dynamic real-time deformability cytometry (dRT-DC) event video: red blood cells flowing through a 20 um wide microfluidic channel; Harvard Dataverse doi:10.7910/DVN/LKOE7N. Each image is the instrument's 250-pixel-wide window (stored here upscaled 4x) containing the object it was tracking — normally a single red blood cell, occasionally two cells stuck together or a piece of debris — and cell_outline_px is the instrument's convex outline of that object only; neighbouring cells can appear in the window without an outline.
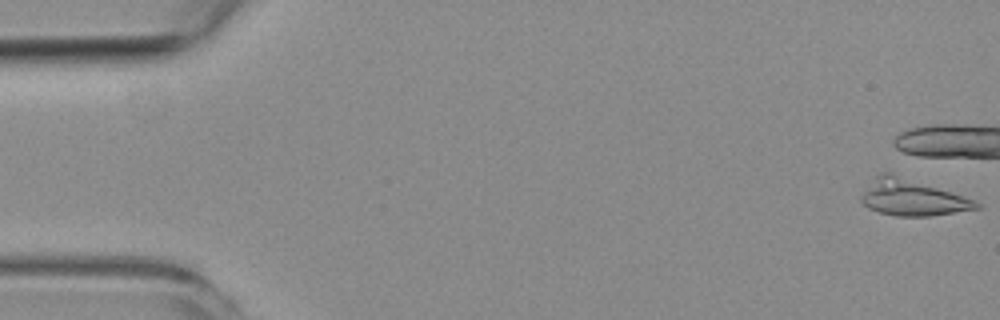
{"species": "common noctule bat (a hibernating species)", "species_latin": "Nyctalus noctula", "temperature_condition": "room temperature", "stored_images_in_passage": 15, "camera_frame_rate_fps": 3000, "um_per_image_px": 0.085, "animal": {"sex": "female", "body_mass_g": 19.3, "forearm_length_mm": 54.1}, "frame": {"image": 1, "passage_image": 1, "time_ms": 0.0, "image_size_px": [1000, 320], "cell_outline_px": [[980, 208], [928, 216], [896, 216], [880, 212], [868, 208], [860, 200], [860, 196], [876, 176], [880, 172], [892, 172], [976, 200], [980, 204]], "centroid_in_image_um": [77.53, 16.78], "position_along_channel_um": 7.5, "area_um2": 24.16}}
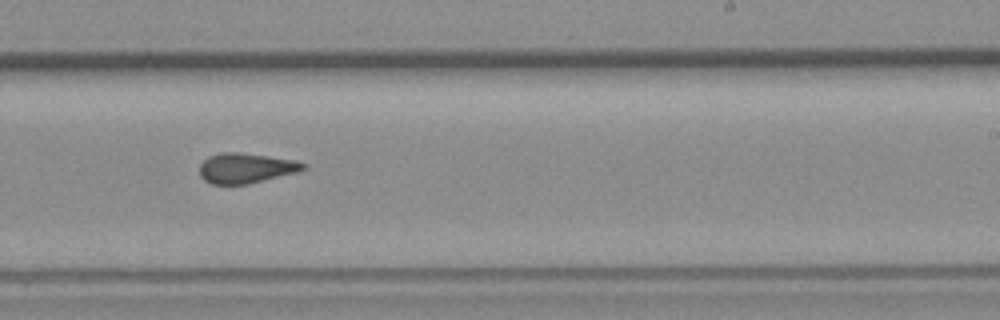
{"frame": {"image": 2, "passage_image": 10, "time_ms": 12.0, "image_size_px": [1000, 320], "cell_outline_px": [[308, 168], [296, 172], [248, 184], [212, 184], [204, 180], [200, 176], [200, 164], [208, 156], [220, 152], [236, 152], [268, 156], [296, 160], [308, 164]], "centroid_in_image_um": [20.9, 14.28], "position_along_channel_um": 268.1, "area_um2": 18.21}}
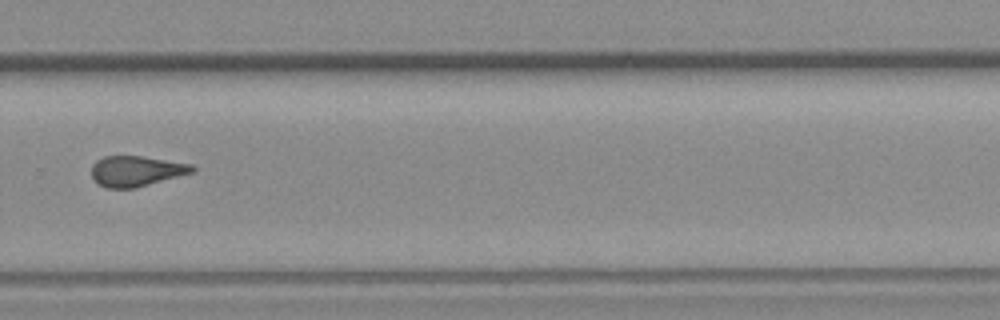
{"frame": {"image": 3, "passage_image": 11, "time_ms": 13.333, "image_size_px": [1000, 320], "cell_outline_px": [[196, 172], [136, 188], [104, 188], [92, 180], [92, 164], [96, 160], [104, 156], [140, 156], [192, 164], [196, 168]], "centroid_in_image_um": [11.58, 14.55], "position_along_channel_um": 318.2, "area_um2": 18.15}, "authors_computed_cell_mechanics": {"area_um2": 18.785, "velocity_mm_per_s": 3.7425, "shape_relaxation_time_tau1_ms": null, "shape_relaxation_time_tau2_ms": 3.2609, "deformation_change_tau1": null, "deformation_change_tau2": 0.1174}}